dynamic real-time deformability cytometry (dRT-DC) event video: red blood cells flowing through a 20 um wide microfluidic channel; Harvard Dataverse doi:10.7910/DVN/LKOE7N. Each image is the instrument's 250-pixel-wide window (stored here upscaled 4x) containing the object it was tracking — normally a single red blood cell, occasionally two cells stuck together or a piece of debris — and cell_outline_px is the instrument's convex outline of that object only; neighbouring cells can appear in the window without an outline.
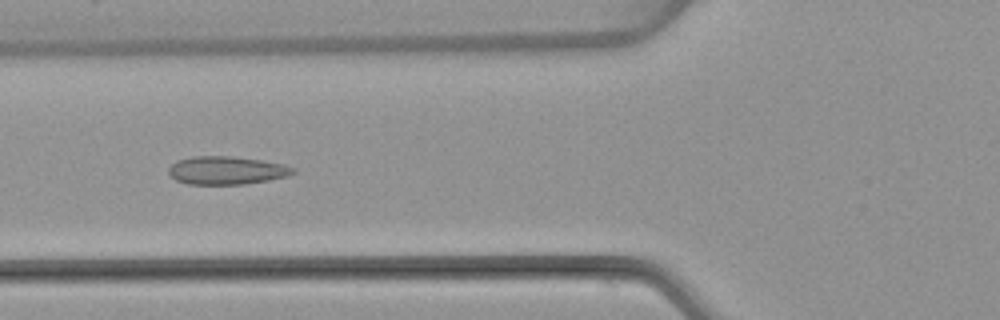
{"species": "common noctule bat (a hibernating species)", "species_latin": "Nyctalus noctula", "temperature_condition": "warm", "stored_images_in_passage": 52, "camera_frame_rate_fps": 3000, "um_per_image_px": 0.085, "animal": {"sex": "female", "body_mass_g": 22.7, "forearm_length_mm": 54.2}, "frame": {"image": 1, "passage_image": 19, "time_ms": 6.0, "image_size_px": [1000, 320], "cell_outline_px": [[296, 172], [288, 176], [268, 180], [244, 184], [188, 184], [176, 180], [168, 172], [168, 168], [176, 160], [192, 156], [232, 156], [260, 160], [284, 164], [296, 168]], "centroid_in_image_um": [19.26, 14.47], "position_along_channel_um": 106.5, "area_um2": 20.46}}
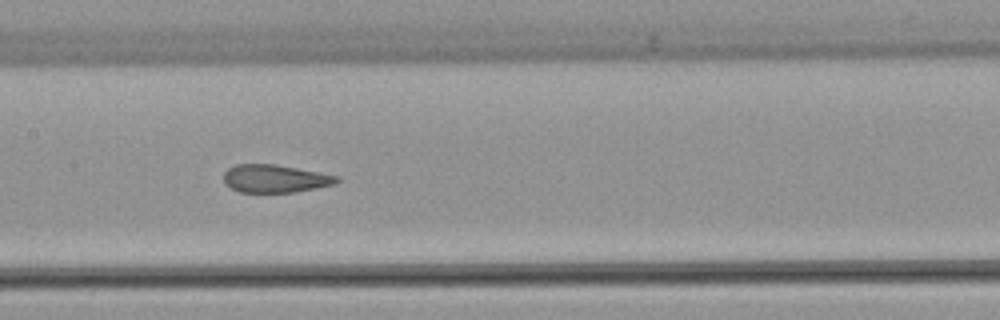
{"frame": {"image": 2, "passage_image": 25, "time_ms": 8.0, "image_size_px": [1000, 320], "cell_outline_px": [[340, 180], [336, 184], [316, 188], [292, 192], [240, 192], [224, 184], [224, 172], [228, 168], [236, 164], [276, 164], [340, 176]], "centroid_in_image_um": [23.39, 15.17], "position_along_channel_um": 184.0, "area_um2": 18.44}}
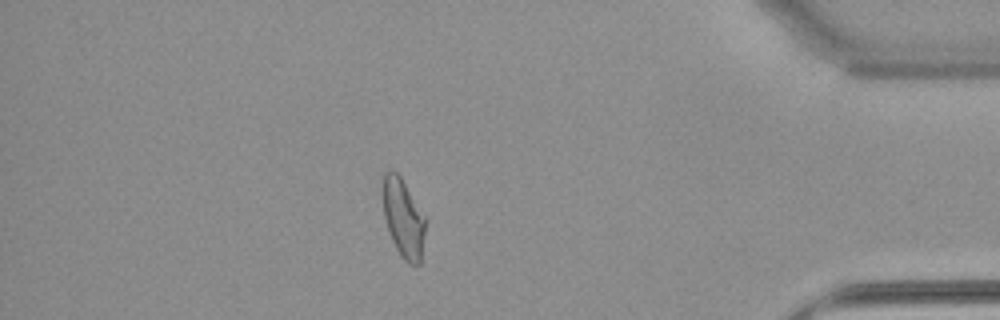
{"frame": {"image": 3, "passage_image": 45, "time_ms": 14.667, "image_size_px": [1000, 320], "cell_outline_px": [[428, 220], [420, 264], [416, 268], [408, 264], [400, 256], [392, 240], [384, 216], [380, 196], [380, 192], [384, 172], [392, 168], [400, 176], [428, 216]], "centroid_in_image_um": [34.31, 18.51], "position_along_channel_um": 400.9, "area_um2": 20.87}, "authors_computed_cell_mechanics": {"area_um2": 20.4901, "velocity_mm_per_s": 3.8573, "shape_relaxation_time_tau1_ms": null, "shape_relaxation_time_tau2_ms": 1.3302, "deformation_change_tau1": null, "deformation_change_tau2": 0.0749}}